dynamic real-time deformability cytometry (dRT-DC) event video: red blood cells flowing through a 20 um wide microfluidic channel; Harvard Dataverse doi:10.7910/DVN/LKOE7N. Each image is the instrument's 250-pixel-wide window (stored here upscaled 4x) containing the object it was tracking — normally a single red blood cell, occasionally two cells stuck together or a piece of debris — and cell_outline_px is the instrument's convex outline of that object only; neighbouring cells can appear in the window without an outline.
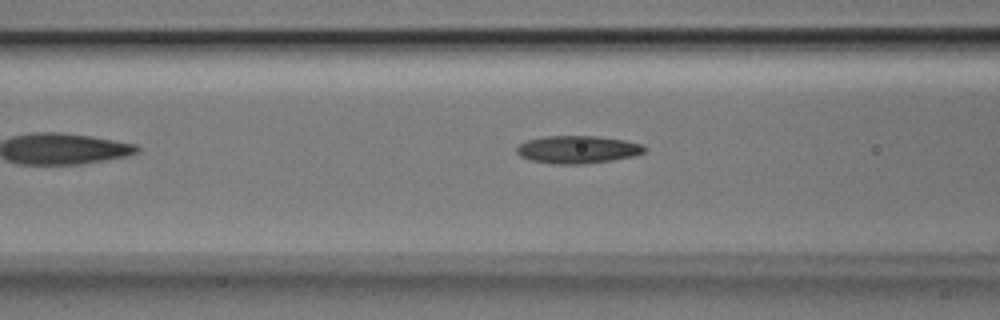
{"species": "Egyptian fruit bat (a non-hibernating species)", "species_latin": "Rousettus aegyptiacus", "temperature_condition": "room temperature", "stored_images_in_passage": 30, "camera_frame_rate_fps": 3000, "um_per_image_px": 0.085, "animal": {"sex": "male"}, "frame": {"image": 1, "passage_image": 5, "time_ms": 1.333, "image_size_px": [1000, 320], "cell_outline_px": [[648, 148], [644, 152], [632, 156], [612, 160], [584, 164], [552, 164], [528, 160], [520, 156], [516, 152], [516, 148], [520, 144], [528, 140], [544, 136], [596, 136], [624, 140], [640, 144]], "centroid_in_image_um": [49.06, 12.71], "position_along_channel_um": 117.5, "area_um2": 20.63}}
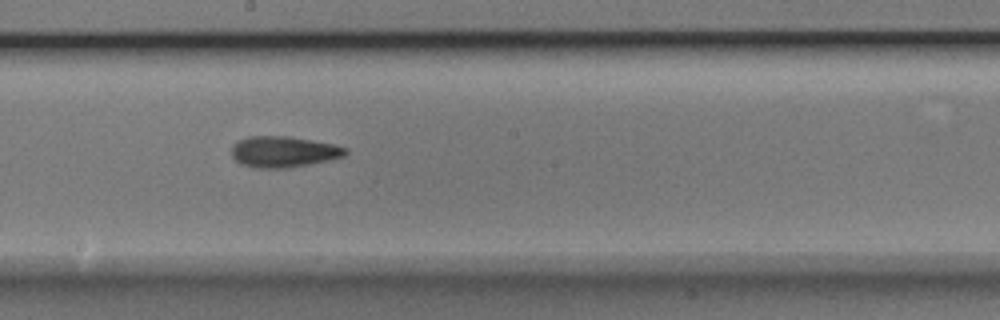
{"frame": {"image": 2, "passage_image": 13, "time_ms": 4.0, "image_size_px": [1000, 320], "cell_outline_px": [[348, 152], [344, 156], [328, 160], [288, 168], [256, 168], [240, 164], [232, 156], [232, 144], [236, 140], [248, 136], [288, 136], [332, 144], [348, 148]], "centroid_in_image_um": [24.06, 12.89], "position_along_channel_um": 224.1, "area_um2": 20.63}}
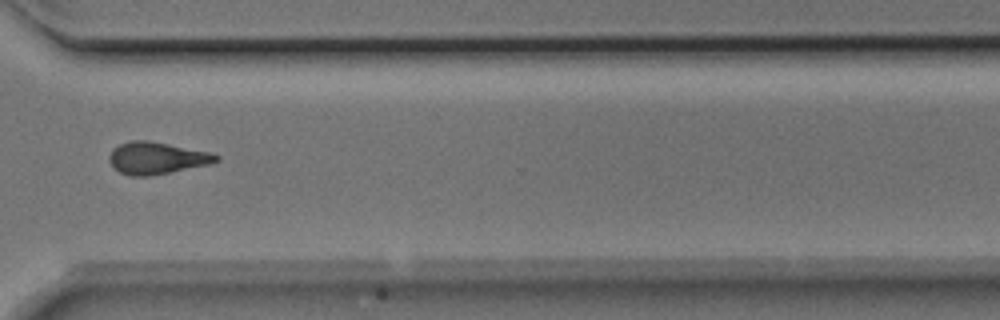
{"frame": {"image": 3, "passage_image": 23, "time_ms": 7.333, "image_size_px": [1000, 320], "cell_outline_px": [[220, 160], [212, 164], [152, 176], [132, 176], [120, 172], [108, 160], [108, 156], [112, 148], [120, 144], [132, 140], [148, 140], [212, 152], [220, 156]], "centroid_in_image_um": [13.36, 13.43], "position_along_channel_um": 357.2, "area_um2": 20.23}, "authors_computed_cell_mechanics": {"area_um2": 19.7387, "velocity_mm_per_s": 3.9945, "shape_relaxation_time_tau1_ms": 3.4491, "shape_relaxation_time_tau2_ms": 3.5036, "deformation_change_tau1": 0.1375, "deformation_change_tau2": 0.1334}}